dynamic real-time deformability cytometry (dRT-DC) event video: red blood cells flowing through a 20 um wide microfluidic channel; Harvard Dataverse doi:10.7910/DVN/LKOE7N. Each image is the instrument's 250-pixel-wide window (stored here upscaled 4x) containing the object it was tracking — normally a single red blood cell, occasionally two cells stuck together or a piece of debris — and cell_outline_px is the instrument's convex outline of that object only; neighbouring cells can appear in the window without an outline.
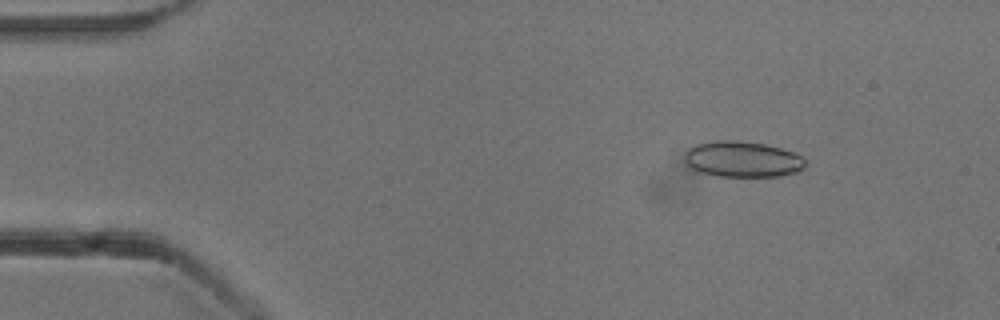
{"species": "common noctule bat (a hibernating species)", "species_latin": "Nyctalus noctula", "temperature_condition": "cold", "stored_images_in_passage": 52, "camera_frame_rate_fps": 3000, "um_per_image_px": 0.085, "animal": {"sex": "male", "body_mass_g": 13.3}, "frame": {"image": 1, "passage_image": 6, "time_ms": 1.667, "image_size_px": [1000, 320], "cell_outline_px": [[804, 168], [796, 172], [776, 176], [716, 176], [696, 172], [684, 160], [684, 152], [688, 148], [696, 144], [712, 140], [736, 140], [764, 144], [780, 148], [792, 152], [800, 156], [804, 160]], "centroid_in_image_um": [63.03, 13.53], "position_along_channel_um": 22.0, "area_um2": 25.26}}
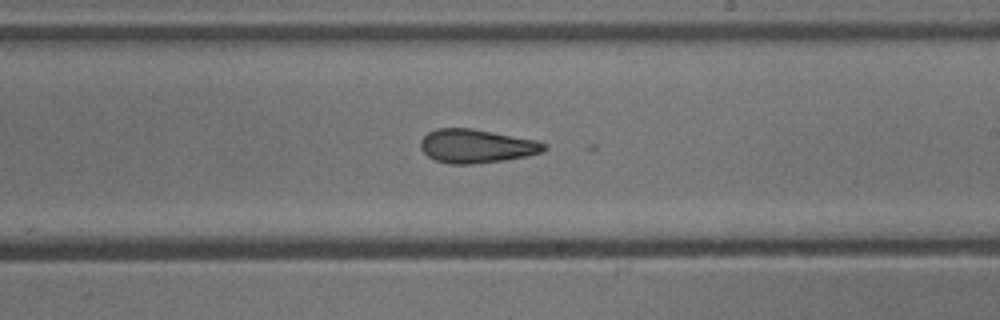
{"frame": {"image": 2, "passage_image": 30, "time_ms": 9.667, "image_size_px": [1000, 320], "cell_outline_px": [[548, 148], [544, 152], [528, 156], [504, 160], [472, 164], [452, 164], [436, 160], [428, 156], [420, 148], [420, 140], [428, 132], [436, 128], [472, 128], [536, 140], [548, 144]], "centroid_in_image_um": [40.52, 12.41], "position_along_channel_um": 248.5, "area_um2": 24.39}}
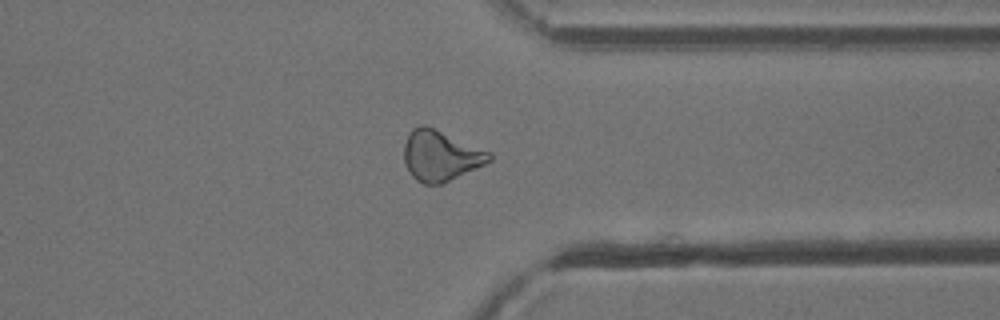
{"frame": {"image": 3, "passage_image": 40, "time_ms": 13.0, "image_size_px": [1000, 320], "cell_outline_px": [[492, 160], [444, 184], [424, 184], [416, 180], [412, 176], [404, 160], [404, 144], [412, 128], [420, 124], [424, 124], [492, 152]], "centroid_in_image_um": [37.46, 13.23], "position_along_channel_um": 373.9, "area_um2": 25.09}, "authors_computed_cell_mechanics": {"area_um2": 24.8829, "velocity_mm_per_s": 3.8579, "shape_relaxation_time_tau1_ms": null, "shape_relaxation_time_tau2_ms": 3.0364, "deformation_change_tau1": null, "deformation_change_tau2": 0.0945}}